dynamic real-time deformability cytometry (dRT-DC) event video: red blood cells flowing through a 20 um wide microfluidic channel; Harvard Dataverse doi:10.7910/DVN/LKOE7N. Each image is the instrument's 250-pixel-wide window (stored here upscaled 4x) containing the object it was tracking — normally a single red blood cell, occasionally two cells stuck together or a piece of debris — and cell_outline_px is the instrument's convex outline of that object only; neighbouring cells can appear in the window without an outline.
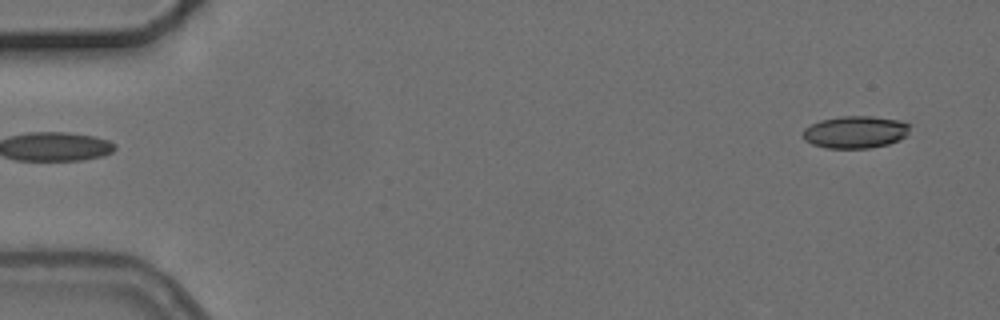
{"species": "common noctule bat (a hibernating species)", "species_latin": "Nyctalus noctula", "temperature_condition": "cold", "stored_images_in_passage": 8, "camera_frame_rate_fps": 3000, "um_per_image_px": 0.085, "animal": {"sex": "female", "body_mass_g": 24.6, "forearm_length_mm": 56.2}, "frame": {"image": 1, "passage_image": 1, "time_ms": 0.0, "image_size_px": [1000, 320], "cell_outline_px": [[912, 124], [908, 132], [900, 140], [888, 144], [872, 148], [824, 148], [812, 144], [804, 140], [804, 128], [820, 120], [844, 116], [872, 116], [900, 120]], "centroid_in_image_um": [72.73, 11.23], "position_along_channel_um": 12.3, "area_um2": 20.23}}
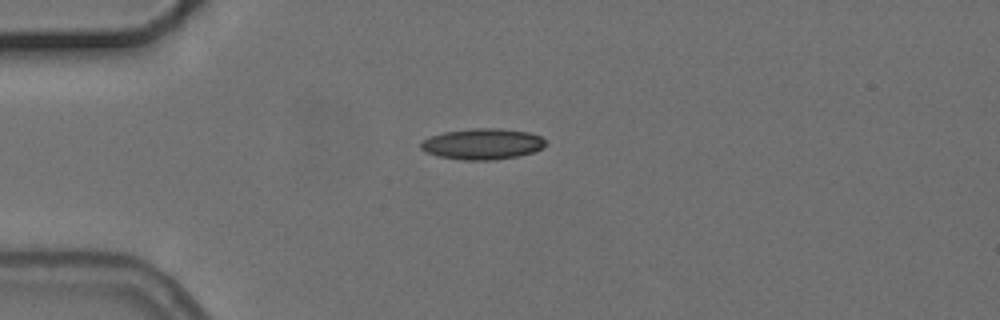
{"frame": {"image": 2, "passage_image": 4, "time_ms": 3.667, "image_size_px": [1000, 320], "cell_outline_px": [[548, 144], [544, 148], [532, 152], [516, 156], [492, 160], [460, 160], [440, 156], [424, 152], [420, 148], [420, 144], [424, 140], [432, 136], [444, 132], [472, 128], [500, 128], [528, 132], [540, 136]], "centroid_in_image_um": [41.02, 12.23], "position_along_channel_um": 44.0, "area_um2": 22.48}}
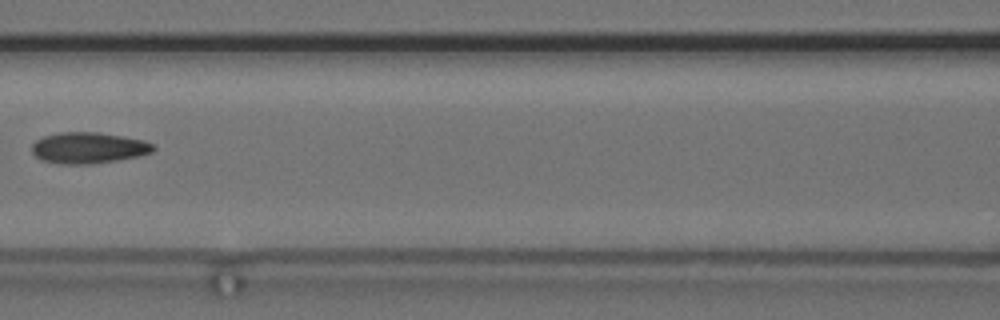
{"frame": {"image": 3, "passage_image": 7, "time_ms": 7.333, "image_size_px": [1000, 320], "cell_outline_px": [[156, 148], [152, 152], [140, 156], [92, 164], [60, 164], [40, 160], [32, 152], [32, 144], [36, 140], [44, 136], [60, 132], [96, 132], [144, 140], [152, 144]], "centroid_in_image_um": [7.5, 12.57], "position_along_channel_um": 159.1, "area_um2": 22.02}}